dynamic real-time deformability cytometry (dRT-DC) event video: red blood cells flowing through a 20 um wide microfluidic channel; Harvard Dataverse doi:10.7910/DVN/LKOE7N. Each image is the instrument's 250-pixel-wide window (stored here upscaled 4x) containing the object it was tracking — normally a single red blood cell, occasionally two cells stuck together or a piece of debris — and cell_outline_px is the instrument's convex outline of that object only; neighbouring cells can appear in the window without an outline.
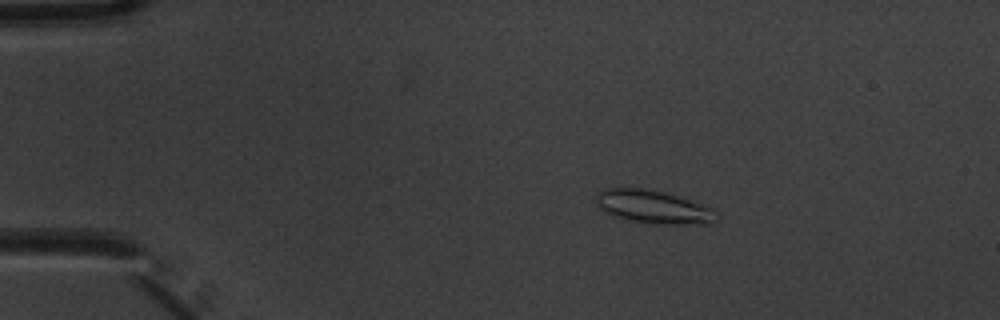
{"species": "common noctule bat (a hibernating species)", "species_latin": "Nyctalus noctula", "temperature_condition": "warm", "stored_images_in_passage": 5, "camera_frame_rate_fps": 3000, "um_per_image_px": 0.085, "animal": {"sex": "male", "body_mass_g": 20.1, "forearm_length_mm": 53.5}, "frame": {"image": 1, "passage_image": 3, "time_ms": 0.667, "image_size_px": [1000, 320], "cell_outline_px": [[720, 216], [712, 224], [648, 224], [628, 220], [612, 216], [604, 212], [596, 204], [596, 196], [604, 188], [648, 188], [664, 192], [692, 200], [712, 208]], "centroid_in_image_um": [55.56, 17.6], "position_along_channel_um": 29.4, "area_um2": 23.76}}
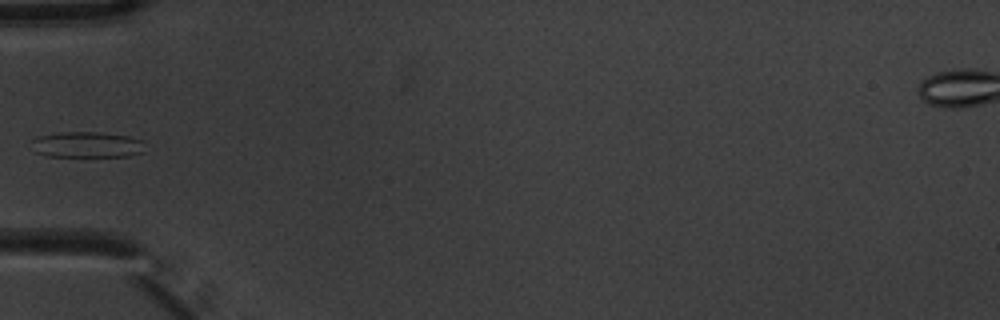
{"frame": {"image": 2, "passage_image": 5, "time_ms": 1.333, "image_size_px": [1000, 320], "cell_outline_px": [[144, 152], [132, 156], [44, 156], [32, 152], [32, 140], [36, 136], [60, 132], [96, 132], [128, 136], [144, 140]], "centroid_in_image_um": [7.37, 12.3], "position_along_channel_um": 77.6, "area_um2": 17.4}}